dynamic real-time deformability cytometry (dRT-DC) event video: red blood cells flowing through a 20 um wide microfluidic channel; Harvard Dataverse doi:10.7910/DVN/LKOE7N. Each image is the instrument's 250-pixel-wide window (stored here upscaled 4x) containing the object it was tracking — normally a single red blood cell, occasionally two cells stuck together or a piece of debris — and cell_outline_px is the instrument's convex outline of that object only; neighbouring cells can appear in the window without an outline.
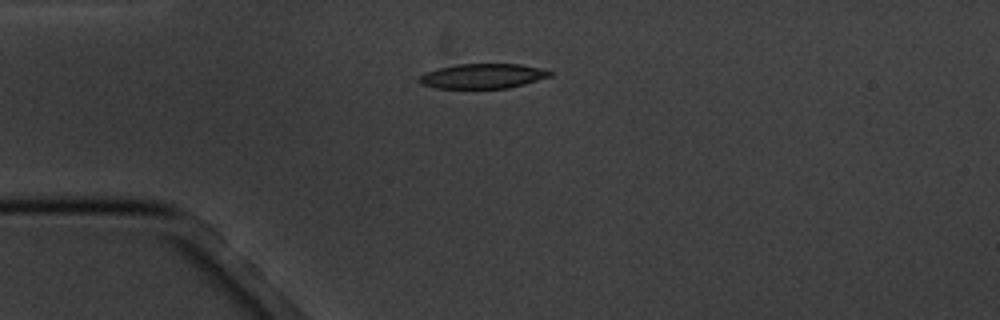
{"species": "common noctule bat (a hibernating species)", "species_latin": "Nyctalus noctula", "temperature_condition": "cold", "stored_images_in_passage": 6, "camera_frame_rate_fps": 3000, "um_per_image_px": 0.085, "animal": {"sex": "male", "body_mass_g": 20.1, "forearm_length_mm": 53.5}, "frame": {"image": 1, "passage_image": 1, "time_ms": 0.0, "image_size_px": [1000, 320], "cell_outline_px": [[552, 76], [524, 84], [508, 88], [436, 88], [420, 84], [416, 80], [424, 72], [456, 64], [520, 64], [540, 68], [552, 72]], "centroid_in_image_um": [41.0, 6.47], "position_along_channel_um": 44.0, "area_um2": 18.9}}
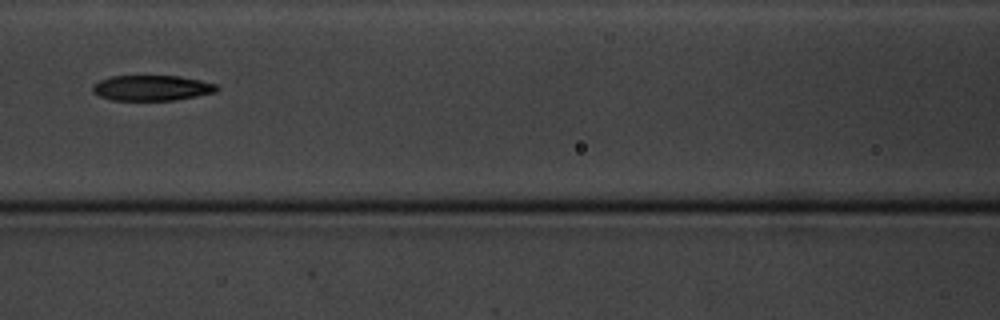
{"frame": {"image": 2, "passage_image": 4, "time_ms": 3.667, "image_size_px": [1000, 320], "cell_outline_px": [[220, 88], [216, 92], [196, 96], [172, 100], [112, 100], [100, 96], [92, 92], [92, 88], [100, 80], [112, 76], [180, 76], [200, 80], [216, 84]], "centroid_in_image_um": [12.93, 7.47], "position_along_channel_um": 153.7, "area_um2": 18.26}}
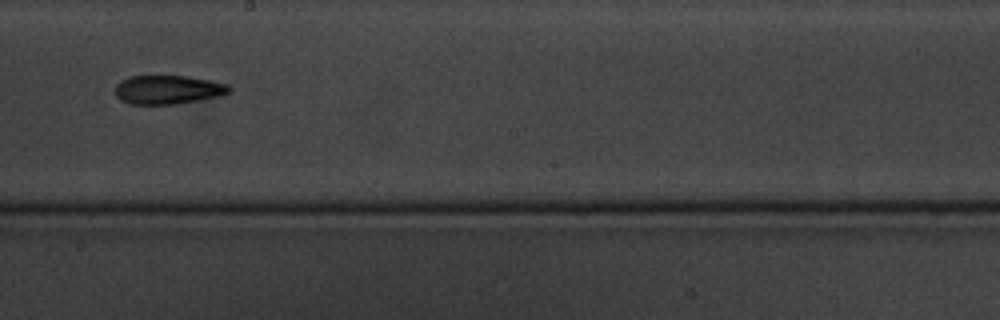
{"frame": {"image": 3, "passage_image": 6, "time_ms": 6.0, "image_size_px": [1000, 320], "cell_outline_px": [[232, 88], [228, 92], [220, 96], [176, 104], [128, 104], [120, 100], [116, 96], [116, 84], [120, 80], [128, 76], [184, 76], [208, 80], [228, 84]], "centroid_in_image_um": [14.24, 7.62], "position_along_channel_um": 234.0, "area_um2": 19.13}}